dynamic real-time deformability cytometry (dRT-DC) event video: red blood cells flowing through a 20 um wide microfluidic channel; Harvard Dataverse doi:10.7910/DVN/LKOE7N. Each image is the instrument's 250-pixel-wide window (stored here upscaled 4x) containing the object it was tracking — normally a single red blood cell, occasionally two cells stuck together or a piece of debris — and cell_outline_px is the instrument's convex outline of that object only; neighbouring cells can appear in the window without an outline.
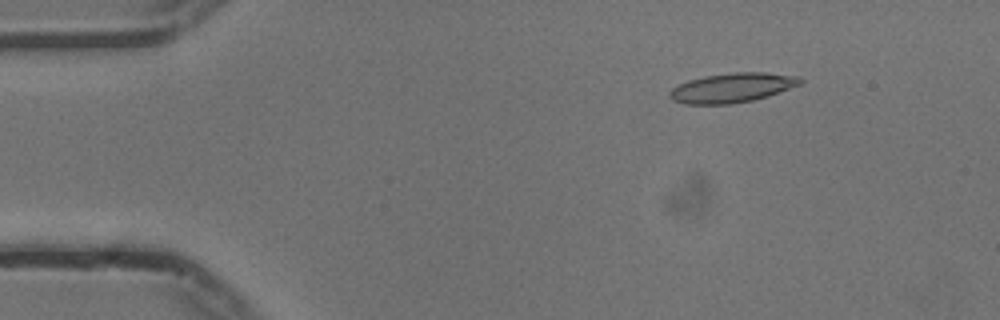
{"species": "common noctule bat (a hibernating species)", "species_latin": "Nyctalus noctula", "temperature_condition": "cold", "stored_images_in_passage": 54, "camera_frame_rate_fps": 3000, "um_per_image_px": 0.085, "animal": {"sex": "male", "body_mass_g": 13.3}, "frame": {"image": 1, "passage_image": 7, "time_ms": 2.0, "image_size_px": [1000, 320], "cell_outline_px": [[804, 80], [800, 84], [768, 96], [752, 100], [732, 104], [684, 104], [672, 100], [668, 96], [668, 92], [672, 88], [688, 80], [704, 76], [736, 72], [764, 72], [800, 76]], "centroid_in_image_um": [62.22, 7.46], "position_along_channel_um": 22.8, "area_um2": 22.48}}
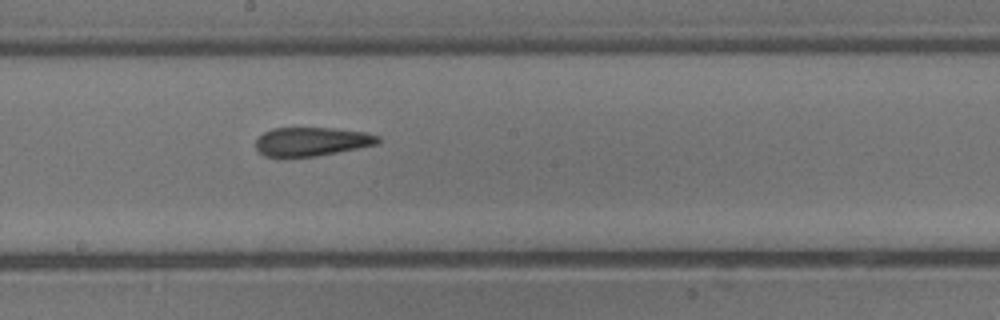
{"frame": {"image": 2, "passage_image": 29, "time_ms": 9.333, "image_size_px": [1000, 320], "cell_outline_px": [[380, 140], [376, 144], [316, 156], [264, 156], [256, 148], [256, 140], [264, 132], [272, 128], [332, 128], [368, 132], [380, 136]], "centroid_in_image_um": [26.5, 12.01], "position_along_channel_um": 221.7, "area_um2": 20.23}}
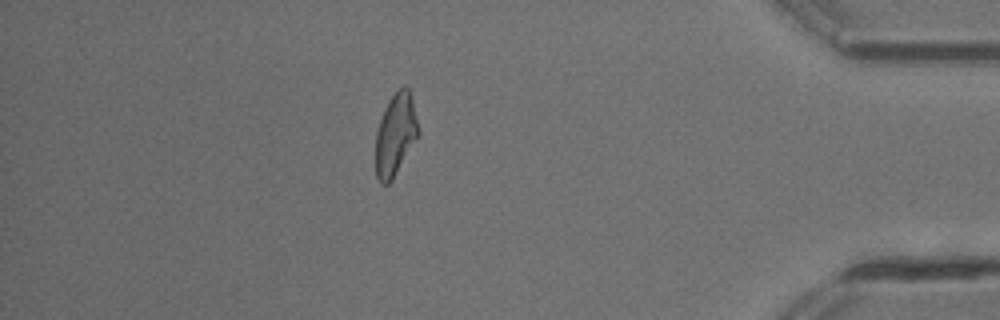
{"frame": {"image": 3, "passage_image": 47, "time_ms": 15.333, "image_size_px": [1000, 320], "cell_outline_px": [[420, 136], [392, 180], [388, 184], [380, 184], [376, 176], [376, 132], [384, 108], [388, 100], [404, 84], [408, 88], [412, 96], [420, 132]], "centroid_in_image_um": [33.64, 11.45], "position_along_channel_um": 401.6, "area_um2": 20.75}, "authors_computed_cell_mechanics": {"area_um2": 21.4438, "velocity_mm_per_s": 3.7466, "shape_relaxation_time_tau1_ms": 8.516, "shape_relaxation_time_tau2_ms": 3.3717, "deformation_change_tau1": 0.2101, "deformation_change_tau2": 0.1321}}